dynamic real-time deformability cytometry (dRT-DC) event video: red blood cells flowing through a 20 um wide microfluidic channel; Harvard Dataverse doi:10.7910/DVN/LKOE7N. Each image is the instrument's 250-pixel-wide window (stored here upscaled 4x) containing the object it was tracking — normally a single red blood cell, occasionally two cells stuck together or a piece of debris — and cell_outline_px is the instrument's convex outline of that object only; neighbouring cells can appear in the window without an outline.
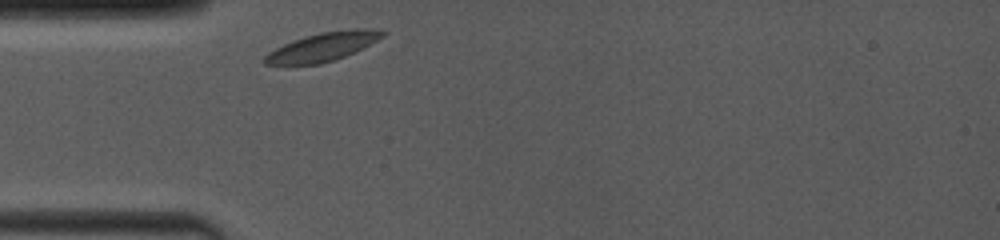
{"species": "common noctule bat (a hibernating species)", "species_latin": "Nyctalus noctula", "temperature_condition": "room temperature", "stored_images_in_passage": 1, "camera_frame_rate_fps": 4000, "um_per_image_px": 0.085, "animal": {"sex": "female", "body_mass_g": 19.0, "forearm_length_mm": 53.3}, "frame": {"image": 1, "passage_image": 1, "time_ms": 0.0, "image_size_px": [1000, 240], "cell_outline_px": [[388, 32], [384, 36], [356, 52], [320, 64], [264, 64], [264, 56], [268, 52], [292, 40], [304, 36], [320, 32], [348, 28], [376, 28]], "centroid_in_image_um": [27.5, 3.94], "position_along_channel_um": 57.5, "area_um2": 19.77}}